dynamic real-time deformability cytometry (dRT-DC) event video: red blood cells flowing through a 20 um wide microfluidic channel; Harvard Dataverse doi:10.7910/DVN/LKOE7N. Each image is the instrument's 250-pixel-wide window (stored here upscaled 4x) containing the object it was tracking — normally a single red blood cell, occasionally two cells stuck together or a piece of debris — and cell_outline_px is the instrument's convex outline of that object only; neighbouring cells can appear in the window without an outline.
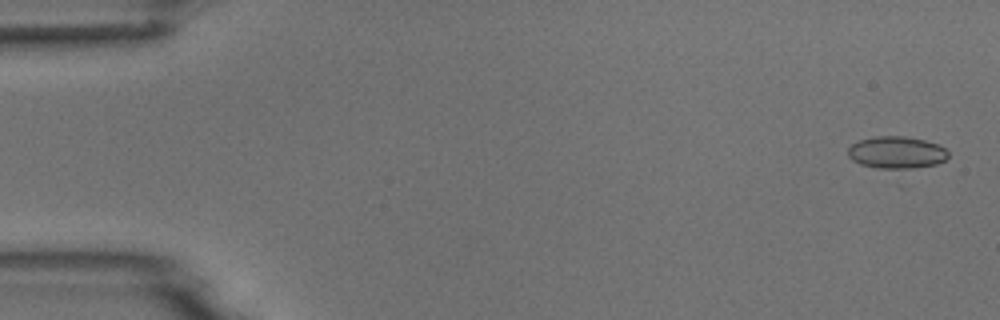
{"species": "common noctule bat (a hibernating species)", "species_latin": "Nyctalus noctula", "temperature_condition": "room temperature", "stored_images_in_passage": 5, "camera_frame_rate_fps": 3000, "um_per_image_px": 0.085, "animal": {"sex": "male", "body_mass_g": 18.8}, "frame": {"image": 1, "passage_image": 1, "time_ms": 0.0, "image_size_px": [1000, 320], "cell_outline_px": [[948, 156], [944, 160], [936, 164], [912, 168], [876, 168], [860, 164], [852, 160], [848, 156], [848, 148], [852, 144], [860, 140], [872, 136], [904, 136], [924, 140], [940, 144], [948, 152]], "centroid_in_image_um": [76.19, 12.95], "position_along_channel_um": 8.8, "area_um2": 18.79}}
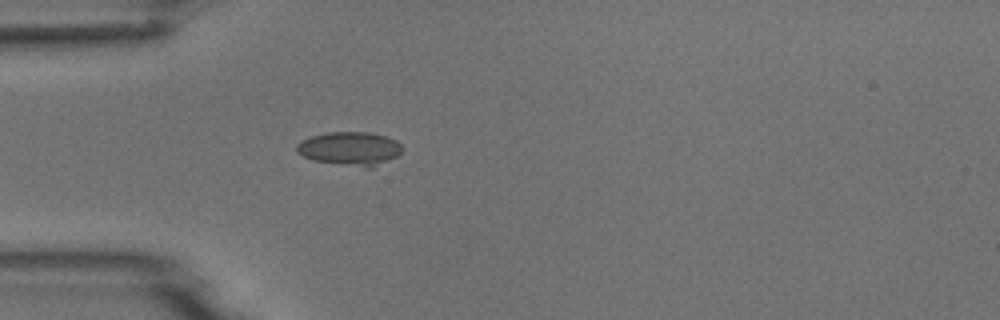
{"frame": {"image": 2, "passage_image": 5, "time_ms": 4.667, "image_size_px": [1000, 320], "cell_outline_px": [[404, 148], [396, 156], [372, 168], [364, 168], [312, 160], [296, 152], [296, 144], [300, 140], [312, 136], [328, 132], [368, 132], [384, 136], [396, 140]], "centroid_in_image_um": [29.72, 12.64], "position_along_channel_um": 55.3, "area_um2": 20.75}}